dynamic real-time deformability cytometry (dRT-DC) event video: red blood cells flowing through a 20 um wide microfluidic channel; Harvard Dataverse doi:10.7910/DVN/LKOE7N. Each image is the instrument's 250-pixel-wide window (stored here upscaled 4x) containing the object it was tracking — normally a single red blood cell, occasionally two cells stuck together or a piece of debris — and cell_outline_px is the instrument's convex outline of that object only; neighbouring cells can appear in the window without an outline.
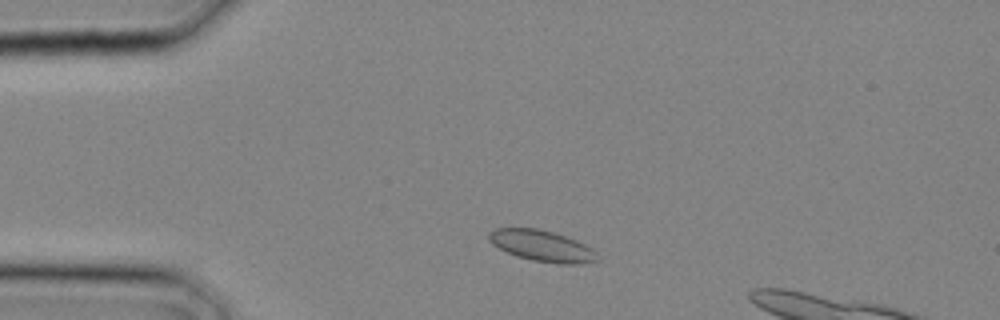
{"species": "common noctule bat (a hibernating species)", "species_latin": "Nyctalus noctula", "temperature_condition": "cold", "stored_images_in_passage": 2, "camera_frame_rate_fps": 3000, "um_per_image_px": 0.085, "animal": {"sex": "male", "body_mass_g": 20.4}, "frame": {"image": 1, "passage_image": 1, "time_ms": 0.0, "image_size_px": [1000, 320], "cell_outline_px": [[600, 260], [584, 264], [560, 264], [532, 260], [516, 256], [492, 244], [488, 240], [488, 232], [496, 228], [536, 228], [552, 232], [576, 240], [592, 248], [596, 252]], "centroid_in_image_um": [46.08, 20.91], "position_along_channel_um": 38.9, "area_um2": 19.71}}